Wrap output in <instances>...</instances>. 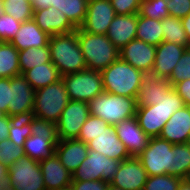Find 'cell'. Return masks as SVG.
I'll return each mask as SVG.
<instances>
[{"label":"cell","mask_w":190,"mask_h":190,"mask_svg":"<svg viewBox=\"0 0 190 190\" xmlns=\"http://www.w3.org/2000/svg\"><path fill=\"white\" fill-rule=\"evenodd\" d=\"M32 135L31 132V116L28 118H14L9 127L8 139L17 144L24 146L26 139Z\"/></svg>","instance_id":"e575fe53"},{"label":"cell","mask_w":190,"mask_h":190,"mask_svg":"<svg viewBox=\"0 0 190 190\" xmlns=\"http://www.w3.org/2000/svg\"><path fill=\"white\" fill-rule=\"evenodd\" d=\"M184 106L182 98L172 87L155 105L137 106L135 117L150 137H159L169 118Z\"/></svg>","instance_id":"6da1fadb"},{"label":"cell","mask_w":190,"mask_h":190,"mask_svg":"<svg viewBox=\"0 0 190 190\" xmlns=\"http://www.w3.org/2000/svg\"><path fill=\"white\" fill-rule=\"evenodd\" d=\"M117 15L137 14L142 0H110Z\"/></svg>","instance_id":"7bdbcfd3"},{"label":"cell","mask_w":190,"mask_h":190,"mask_svg":"<svg viewBox=\"0 0 190 190\" xmlns=\"http://www.w3.org/2000/svg\"><path fill=\"white\" fill-rule=\"evenodd\" d=\"M46 190H57L70 186L72 174L61 164L54 153L39 162Z\"/></svg>","instance_id":"7402d4cb"},{"label":"cell","mask_w":190,"mask_h":190,"mask_svg":"<svg viewBox=\"0 0 190 190\" xmlns=\"http://www.w3.org/2000/svg\"><path fill=\"white\" fill-rule=\"evenodd\" d=\"M4 13L13 16L19 22L29 21L33 17L30 0H3Z\"/></svg>","instance_id":"836d02e7"},{"label":"cell","mask_w":190,"mask_h":190,"mask_svg":"<svg viewBox=\"0 0 190 190\" xmlns=\"http://www.w3.org/2000/svg\"><path fill=\"white\" fill-rule=\"evenodd\" d=\"M22 76L30 83L35 91L62 79L59 70L52 62L29 69Z\"/></svg>","instance_id":"484cf974"},{"label":"cell","mask_w":190,"mask_h":190,"mask_svg":"<svg viewBox=\"0 0 190 190\" xmlns=\"http://www.w3.org/2000/svg\"><path fill=\"white\" fill-rule=\"evenodd\" d=\"M89 115L88 103L70 100L56 123L58 140L77 139Z\"/></svg>","instance_id":"8fae6325"},{"label":"cell","mask_w":190,"mask_h":190,"mask_svg":"<svg viewBox=\"0 0 190 190\" xmlns=\"http://www.w3.org/2000/svg\"><path fill=\"white\" fill-rule=\"evenodd\" d=\"M21 22L17 21L13 16L3 14L0 16V43L10 42L19 31Z\"/></svg>","instance_id":"b9f144b4"},{"label":"cell","mask_w":190,"mask_h":190,"mask_svg":"<svg viewBox=\"0 0 190 190\" xmlns=\"http://www.w3.org/2000/svg\"><path fill=\"white\" fill-rule=\"evenodd\" d=\"M50 35L43 31L33 19L21 23L19 31L10 43L22 51L30 47L49 46Z\"/></svg>","instance_id":"d4e9b609"},{"label":"cell","mask_w":190,"mask_h":190,"mask_svg":"<svg viewBox=\"0 0 190 190\" xmlns=\"http://www.w3.org/2000/svg\"><path fill=\"white\" fill-rule=\"evenodd\" d=\"M173 144L160 137H152L147 147L137 156L148 176L169 174Z\"/></svg>","instance_id":"9c48e42d"},{"label":"cell","mask_w":190,"mask_h":190,"mask_svg":"<svg viewBox=\"0 0 190 190\" xmlns=\"http://www.w3.org/2000/svg\"><path fill=\"white\" fill-rule=\"evenodd\" d=\"M173 88L182 98L184 106L190 107V79H186L177 83Z\"/></svg>","instance_id":"7dc6e473"},{"label":"cell","mask_w":190,"mask_h":190,"mask_svg":"<svg viewBox=\"0 0 190 190\" xmlns=\"http://www.w3.org/2000/svg\"><path fill=\"white\" fill-rule=\"evenodd\" d=\"M108 126L109 124L103 119L90 114L82 125L77 139L84 143H88L90 140L103 133Z\"/></svg>","instance_id":"d590c367"},{"label":"cell","mask_w":190,"mask_h":190,"mask_svg":"<svg viewBox=\"0 0 190 190\" xmlns=\"http://www.w3.org/2000/svg\"><path fill=\"white\" fill-rule=\"evenodd\" d=\"M55 154L61 164L71 173L79 167L89 154L87 143L78 139L58 140Z\"/></svg>","instance_id":"44dd1931"},{"label":"cell","mask_w":190,"mask_h":190,"mask_svg":"<svg viewBox=\"0 0 190 190\" xmlns=\"http://www.w3.org/2000/svg\"><path fill=\"white\" fill-rule=\"evenodd\" d=\"M57 190H72L70 186L62 188V189H57Z\"/></svg>","instance_id":"6f0895ef"},{"label":"cell","mask_w":190,"mask_h":190,"mask_svg":"<svg viewBox=\"0 0 190 190\" xmlns=\"http://www.w3.org/2000/svg\"><path fill=\"white\" fill-rule=\"evenodd\" d=\"M155 56L156 46L136 38L119 50V57L123 61L143 72L153 70Z\"/></svg>","instance_id":"9a60e30c"},{"label":"cell","mask_w":190,"mask_h":190,"mask_svg":"<svg viewBox=\"0 0 190 190\" xmlns=\"http://www.w3.org/2000/svg\"><path fill=\"white\" fill-rule=\"evenodd\" d=\"M181 23L187 34L188 40L190 41V13L181 19Z\"/></svg>","instance_id":"816d5d0a"},{"label":"cell","mask_w":190,"mask_h":190,"mask_svg":"<svg viewBox=\"0 0 190 190\" xmlns=\"http://www.w3.org/2000/svg\"><path fill=\"white\" fill-rule=\"evenodd\" d=\"M77 38L87 69L102 71L119 58V49L106 35L77 28Z\"/></svg>","instance_id":"277c9868"},{"label":"cell","mask_w":190,"mask_h":190,"mask_svg":"<svg viewBox=\"0 0 190 190\" xmlns=\"http://www.w3.org/2000/svg\"><path fill=\"white\" fill-rule=\"evenodd\" d=\"M89 113L115 126L123 120L135 116L136 98L104 92L88 102Z\"/></svg>","instance_id":"5b68a950"},{"label":"cell","mask_w":190,"mask_h":190,"mask_svg":"<svg viewBox=\"0 0 190 190\" xmlns=\"http://www.w3.org/2000/svg\"><path fill=\"white\" fill-rule=\"evenodd\" d=\"M115 16L110 0H89L86 18L80 28L92 34L106 35Z\"/></svg>","instance_id":"5bb4252c"},{"label":"cell","mask_w":190,"mask_h":190,"mask_svg":"<svg viewBox=\"0 0 190 190\" xmlns=\"http://www.w3.org/2000/svg\"><path fill=\"white\" fill-rule=\"evenodd\" d=\"M114 127L130 156L137 157L147 147L150 137L139 126L135 116L119 122Z\"/></svg>","instance_id":"2e32d148"},{"label":"cell","mask_w":190,"mask_h":190,"mask_svg":"<svg viewBox=\"0 0 190 190\" xmlns=\"http://www.w3.org/2000/svg\"><path fill=\"white\" fill-rule=\"evenodd\" d=\"M32 135L45 136L54 146L58 143L56 124L31 115Z\"/></svg>","instance_id":"74e56055"},{"label":"cell","mask_w":190,"mask_h":190,"mask_svg":"<svg viewBox=\"0 0 190 190\" xmlns=\"http://www.w3.org/2000/svg\"><path fill=\"white\" fill-rule=\"evenodd\" d=\"M69 101L64 81L60 79L35 91L32 115L56 124Z\"/></svg>","instance_id":"8992f818"},{"label":"cell","mask_w":190,"mask_h":190,"mask_svg":"<svg viewBox=\"0 0 190 190\" xmlns=\"http://www.w3.org/2000/svg\"><path fill=\"white\" fill-rule=\"evenodd\" d=\"M33 12L49 8L50 6L55 7V0H30Z\"/></svg>","instance_id":"681fc988"},{"label":"cell","mask_w":190,"mask_h":190,"mask_svg":"<svg viewBox=\"0 0 190 190\" xmlns=\"http://www.w3.org/2000/svg\"><path fill=\"white\" fill-rule=\"evenodd\" d=\"M104 91L136 98L143 81L144 72L134 68L120 57L101 71Z\"/></svg>","instance_id":"3957f363"},{"label":"cell","mask_w":190,"mask_h":190,"mask_svg":"<svg viewBox=\"0 0 190 190\" xmlns=\"http://www.w3.org/2000/svg\"><path fill=\"white\" fill-rule=\"evenodd\" d=\"M148 174L138 157L121 161L116 174L110 184L119 187L121 190H143Z\"/></svg>","instance_id":"4fadbf2b"},{"label":"cell","mask_w":190,"mask_h":190,"mask_svg":"<svg viewBox=\"0 0 190 190\" xmlns=\"http://www.w3.org/2000/svg\"><path fill=\"white\" fill-rule=\"evenodd\" d=\"M69 100L88 103L104 93L101 71L85 69L62 76Z\"/></svg>","instance_id":"52a82bcc"},{"label":"cell","mask_w":190,"mask_h":190,"mask_svg":"<svg viewBox=\"0 0 190 190\" xmlns=\"http://www.w3.org/2000/svg\"><path fill=\"white\" fill-rule=\"evenodd\" d=\"M32 19L50 36L67 34L77 29L63 12L53 6L34 11Z\"/></svg>","instance_id":"ac0fdd59"},{"label":"cell","mask_w":190,"mask_h":190,"mask_svg":"<svg viewBox=\"0 0 190 190\" xmlns=\"http://www.w3.org/2000/svg\"><path fill=\"white\" fill-rule=\"evenodd\" d=\"M24 155L22 146L14 144L9 139L0 142V163H3L8 168Z\"/></svg>","instance_id":"60d3db41"},{"label":"cell","mask_w":190,"mask_h":190,"mask_svg":"<svg viewBox=\"0 0 190 190\" xmlns=\"http://www.w3.org/2000/svg\"><path fill=\"white\" fill-rule=\"evenodd\" d=\"M107 190H121L119 187H116L110 183H108Z\"/></svg>","instance_id":"db71d44e"},{"label":"cell","mask_w":190,"mask_h":190,"mask_svg":"<svg viewBox=\"0 0 190 190\" xmlns=\"http://www.w3.org/2000/svg\"><path fill=\"white\" fill-rule=\"evenodd\" d=\"M186 79H190V47L185 49L167 80L174 87L177 83Z\"/></svg>","instance_id":"ab89813d"},{"label":"cell","mask_w":190,"mask_h":190,"mask_svg":"<svg viewBox=\"0 0 190 190\" xmlns=\"http://www.w3.org/2000/svg\"><path fill=\"white\" fill-rule=\"evenodd\" d=\"M185 49L186 47L184 46L162 41L156 46V56L152 71L161 78L168 79Z\"/></svg>","instance_id":"603a6c76"},{"label":"cell","mask_w":190,"mask_h":190,"mask_svg":"<svg viewBox=\"0 0 190 190\" xmlns=\"http://www.w3.org/2000/svg\"><path fill=\"white\" fill-rule=\"evenodd\" d=\"M8 185H10L8 167L3 163H0V188L4 189Z\"/></svg>","instance_id":"f907efd6"},{"label":"cell","mask_w":190,"mask_h":190,"mask_svg":"<svg viewBox=\"0 0 190 190\" xmlns=\"http://www.w3.org/2000/svg\"><path fill=\"white\" fill-rule=\"evenodd\" d=\"M177 190H190V179H183L180 182Z\"/></svg>","instance_id":"f5cc1de1"},{"label":"cell","mask_w":190,"mask_h":190,"mask_svg":"<svg viewBox=\"0 0 190 190\" xmlns=\"http://www.w3.org/2000/svg\"><path fill=\"white\" fill-rule=\"evenodd\" d=\"M24 154L35 161H42L55 153V146L45 136H29L24 142Z\"/></svg>","instance_id":"f546056e"},{"label":"cell","mask_w":190,"mask_h":190,"mask_svg":"<svg viewBox=\"0 0 190 190\" xmlns=\"http://www.w3.org/2000/svg\"><path fill=\"white\" fill-rule=\"evenodd\" d=\"M170 16L184 18L190 13V0H164Z\"/></svg>","instance_id":"ee69618b"},{"label":"cell","mask_w":190,"mask_h":190,"mask_svg":"<svg viewBox=\"0 0 190 190\" xmlns=\"http://www.w3.org/2000/svg\"><path fill=\"white\" fill-rule=\"evenodd\" d=\"M120 163L121 161L89 150L86 159L72 174V181L103 180L110 183Z\"/></svg>","instance_id":"ba28073f"},{"label":"cell","mask_w":190,"mask_h":190,"mask_svg":"<svg viewBox=\"0 0 190 190\" xmlns=\"http://www.w3.org/2000/svg\"><path fill=\"white\" fill-rule=\"evenodd\" d=\"M8 170L10 184L15 190H46L38 161L24 155Z\"/></svg>","instance_id":"30bf717a"},{"label":"cell","mask_w":190,"mask_h":190,"mask_svg":"<svg viewBox=\"0 0 190 190\" xmlns=\"http://www.w3.org/2000/svg\"><path fill=\"white\" fill-rule=\"evenodd\" d=\"M3 190H15V188L10 184L6 186Z\"/></svg>","instance_id":"9f6ffc18"},{"label":"cell","mask_w":190,"mask_h":190,"mask_svg":"<svg viewBox=\"0 0 190 190\" xmlns=\"http://www.w3.org/2000/svg\"><path fill=\"white\" fill-rule=\"evenodd\" d=\"M4 14V5H3V1L0 0V16Z\"/></svg>","instance_id":"11a10c76"},{"label":"cell","mask_w":190,"mask_h":190,"mask_svg":"<svg viewBox=\"0 0 190 190\" xmlns=\"http://www.w3.org/2000/svg\"><path fill=\"white\" fill-rule=\"evenodd\" d=\"M138 13L130 15H117L111 22L106 36L121 50L130 41L136 38Z\"/></svg>","instance_id":"cb8c5ba5"},{"label":"cell","mask_w":190,"mask_h":190,"mask_svg":"<svg viewBox=\"0 0 190 190\" xmlns=\"http://www.w3.org/2000/svg\"><path fill=\"white\" fill-rule=\"evenodd\" d=\"M19 51L10 42L0 43V78H12L21 75Z\"/></svg>","instance_id":"f1b7e54d"},{"label":"cell","mask_w":190,"mask_h":190,"mask_svg":"<svg viewBox=\"0 0 190 190\" xmlns=\"http://www.w3.org/2000/svg\"><path fill=\"white\" fill-rule=\"evenodd\" d=\"M19 67L21 75L36 66L45 64L51 61L49 46L44 47H30L25 50L19 51Z\"/></svg>","instance_id":"1f68e13d"},{"label":"cell","mask_w":190,"mask_h":190,"mask_svg":"<svg viewBox=\"0 0 190 190\" xmlns=\"http://www.w3.org/2000/svg\"><path fill=\"white\" fill-rule=\"evenodd\" d=\"M169 174L181 179L190 178V142L173 144Z\"/></svg>","instance_id":"4316f807"},{"label":"cell","mask_w":190,"mask_h":190,"mask_svg":"<svg viewBox=\"0 0 190 190\" xmlns=\"http://www.w3.org/2000/svg\"><path fill=\"white\" fill-rule=\"evenodd\" d=\"M51 61L61 76L87 69L77 38V29L67 34L50 36Z\"/></svg>","instance_id":"7a4b0ae2"},{"label":"cell","mask_w":190,"mask_h":190,"mask_svg":"<svg viewBox=\"0 0 190 190\" xmlns=\"http://www.w3.org/2000/svg\"><path fill=\"white\" fill-rule=\"evenodd\" d=\"M35 90L22 76L10 78V103L8 115L12 118H28L33 114Z\"/></svg>","instance_id":"7c38bea8"},{"label":"cell","mask_w":190,"mask_h":190,"mask_svg":"<svg viewBox=\"0 0 190 190\" xmlns=\"http://www.w3.org/2000/svg\"><path fill=\"white\" fill-rule=\"evenodd\" d=\"M72 190H107L108 182L103 180L72 181Z\"/></svg>","instance_id":"bcb514c9"},{"label":"cell","mask_w":190,"mask_h":190,"mask_svg":"<svg viewBox=\"0 0 190 190\" xmlns=\"http://www.w3.org/2000/svg\"><path fill=\"white\" fill-rule=\"evenodd\" d=\"M166 5L164 0H142L139 14L151 19L162 20L170 15Z\"/></svg>","instance_id":"f35d334b"},{"label":"cell","mask_w":190,"mask_h":190,"mask_svg":"<svg viewBox=\"0 0 190 190\" xmlns=\"http://www.w3.org/2000/svg\"><path fill=\"white\" fill-rule=\"evenodd\" d=\"M89 0H55V7L63 12L68 20L80 28L85 21Z\"/></svg>","instance_id":"4dcf8cb0"},{"label":"cell","mask_w":190,"mask_h":190,"mask_svg":"<svg viewBox=\"0 0 190 190\" xmlns=\"http://www.w3.org/2000/svg\"><path fill=\"white\" fill-rule=\"evenodd\" d=\"M163 41L175 43L186 48L190 47V41L182 26L181 19L167 16L161 20Z\"/></svg>","instance_id":"d6a6232c"},{"label":"cell","mask_w":190,"mask_h":190,"mask_svg":"<svg viewBox=\"0 0 190 190\" xmlns=\"http://www.w3.org/2000/svg\"><path fill=\"white\" fill-rule=\"evenodd\" d=\"M161 20L141 16L138 13L136 39L158 46L163 41Z\"/></svg>","instance_id":"83f0119b"},{"label":"cell","mask_w":190,"mask_h":190,"mask_svg":"<svg viewBox=\"0 0 190 190\" xmlns=\"http://www.w3.org/2000/svg\"><path fill=\"white\" fill-rule=\"evenodd\" d=\"M13 119L9 115L0 114V142L8 139L9 127Z\"/></svg>","instance_id":"c3c4849f"},{"label":"cell","mask_w":190,"mask_h":190,"mask_svg":"<svg viewBox=\"0 0 190 190\" xmlns=\"http://www.w3.org/2000/svg\"><path fill=\"white\" fill-rule=\"evenodd\" d=\"M87 145L89 150L118 161H124L131 157L125 145L118 138L113 125H109L103 133L90 140Z\"/></svg>","instance_id":"e0dca14e"},{"label":"cell","mask_w":190,"mask_h":190,"mask_svg":"<svg viewBox=\"0 0 190 190\" xmlns=\"http://www.w3.org/2000/svg\"><path fill=\"white\" fill-rule=\"evenodd\" d=\"M172 144L190 142V107L177 110L164 125L159 136Z\"/></svg>","instance_id":"d6986e66"},{"label":"cell","mask_w":190,"mask_h":190,"mask_svg":"<svg viewBox=\"0 0 190 190\" xmlns=\"http://www.w3.org/2000/svg\"><path fill=\"white\" fill-rule=\"evenodd\" d=\"M172 88L167 79L161 78L153 71L144 72L143 81L136 97L137 106L157 104V101Z\"/></svg>","instance_id":"ffe728a7"},{"label":"cell","mask_w":190,"mask_h":190,"mask_svg":"<svg viewBox=\"0 0 190 190\" xmlns=\"http://www.w3.org/2000/svg\"><path fill=\"white\" fill-rule=\"evenodd\" d=\"M182 180L170 174L148 176L143 190H177Z\"/></svg>","instance_id":"8d00e7d4"},{"label":"cell","mask_w":190,"mask_h":190,"mask_svg":"<svg viewBox=\"0 0 190 190\" xmlns=\"http://www.w3.org/2000/svg\"><path fill=\"white\" fill-rule=\"evenodd\" d=\"M10 78H0V114L8 115Z\"/></svg>","instance_id":"f6af8a7d"}]
</instances>
